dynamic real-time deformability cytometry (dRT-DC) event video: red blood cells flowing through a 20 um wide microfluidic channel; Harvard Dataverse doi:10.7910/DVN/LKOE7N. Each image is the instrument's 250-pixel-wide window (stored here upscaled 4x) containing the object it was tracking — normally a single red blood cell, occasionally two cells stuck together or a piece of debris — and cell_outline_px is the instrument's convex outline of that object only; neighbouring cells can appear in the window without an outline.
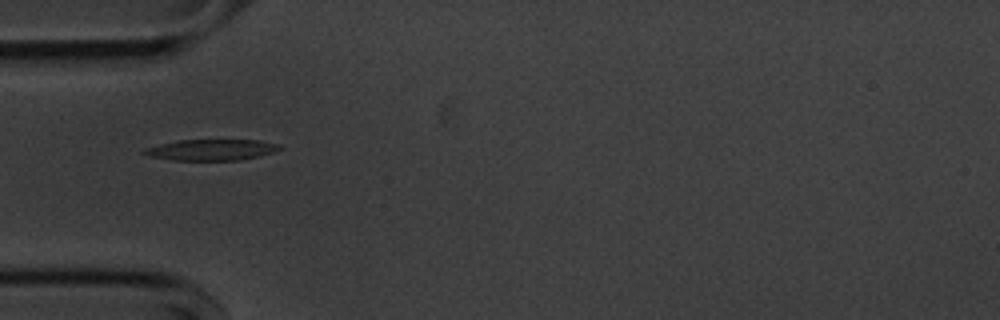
{"species": "common noctule bat (a hibernating species)", "species_latin": "Nyctalus noctula", "temperature_condition": "cold", "stored_images_in_passage": 40, "camera_frame_rate_fps": 3000, "um_per_image_px": 0.085, "animal": {"sex": "male", "body_mass_g": 20.1, "forearm_length_mm": 53.5}, "frame": {"image": 1, "passage_image": 2, "time_ms": 0.333, "image_size_px": [1000, 320], "cell_outline_px": [[284, 148], [276, 152], [260, 156], [240, 160], [172, 160], [148, 156], [140, 152], [144, 148], [176, 140], [260, 140], [280, 144]], "centroid_in_image_um": [18.0, 12.73], "position_along_channel_um": 67.0, "area_um2": 16.88}}
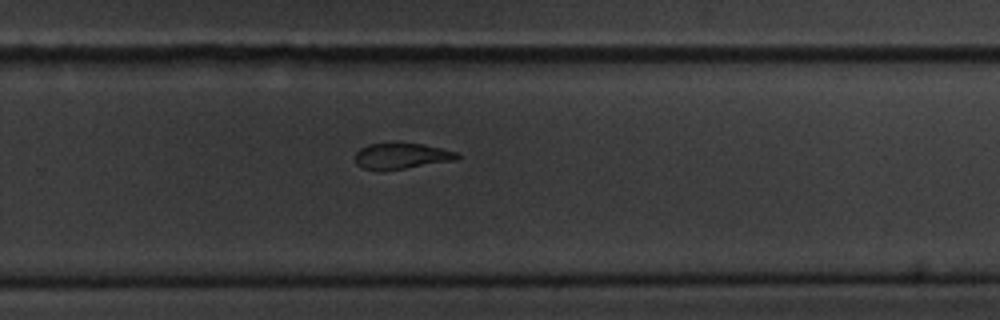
{"frame": {"image": 2, "passage_image": 21, "time_ms": 6.667, "image_size_px": [1000, 320], "cell_outline_px": [[460, 156], [456, 160], [384, 172], [380, 172], [360, 168], [356, 164], [356, 152], [360, 148], [368, 144], [420, 144], [440, 148], [456, 152]], "centroid_in_image_um": [34.07, 13.31], "position_along_channel_um": 295.7, "area_um2": 15.49}}
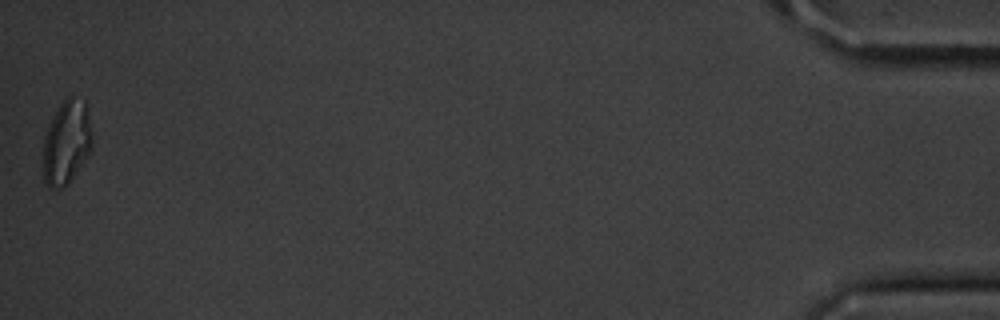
{"frame": {"image": 3, "passage_image": 40, "time_ms": 13.0, "image_size_px": [1000, 320], "cell_outline_px": [[92, 148], [68, 184], [64, 188], [48, 188], [44, 180], [40, 160], [44, 136], [52, 116], [60, 104], [68, 96], [72, 96], [84, 100], [88, 108], [92, 132]], "centroid_in_image_um": [5.62, 12.12], "position_along_channel_um": 429.6, "area_um2": 24.68}, "authors_computed_cell_mechanics": {"area_um2": 17.3689, "velocity_mm_per_s": 3.6066, "shape_relaxation_time_tau1_ms": 4.1393, "shape_relaxation_time_tau2_ms": 4.66, "deformation_change_tau1": 0.1324, "deformation_change_tau2": 0.1312}}